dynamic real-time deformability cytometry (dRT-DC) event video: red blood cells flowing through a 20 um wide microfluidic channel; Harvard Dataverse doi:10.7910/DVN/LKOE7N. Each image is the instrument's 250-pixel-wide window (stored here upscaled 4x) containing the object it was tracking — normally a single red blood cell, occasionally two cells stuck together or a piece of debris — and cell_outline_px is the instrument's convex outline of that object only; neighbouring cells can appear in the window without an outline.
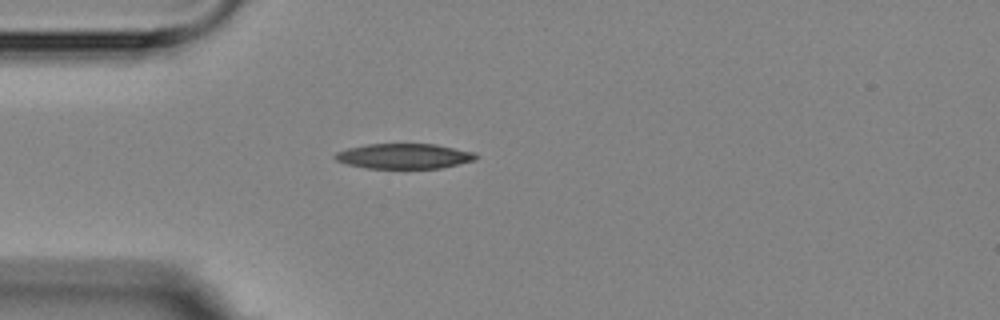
{"species": "Egyptian fruit bat (a non-hibernating species)", "species_latin": "Rousettus aegyptiacus", "temperature_condition": "room temperature", "stored_images_in_passage": 6, "camera_frame_rate_fps": 3000, "um_per_image_px": 0.085, "animal": {"sex": "female"}, "frame": {"image": 1, "passage_image": 5, "time_ms": 4.667, "image_size_px": [1000, 320], "cell_outline_px": [[480, 156], [476, 160], [440, 168], [364, 168], [348, 164], [336, 160], [332, 156], [336, 152], [348, 148], [368, 144], [436, 144], [476, 152]], "centroid_in_image_um": [34.38, 13.27], "position_along_channel_um": 50.6, "area_um2": 20.75}}